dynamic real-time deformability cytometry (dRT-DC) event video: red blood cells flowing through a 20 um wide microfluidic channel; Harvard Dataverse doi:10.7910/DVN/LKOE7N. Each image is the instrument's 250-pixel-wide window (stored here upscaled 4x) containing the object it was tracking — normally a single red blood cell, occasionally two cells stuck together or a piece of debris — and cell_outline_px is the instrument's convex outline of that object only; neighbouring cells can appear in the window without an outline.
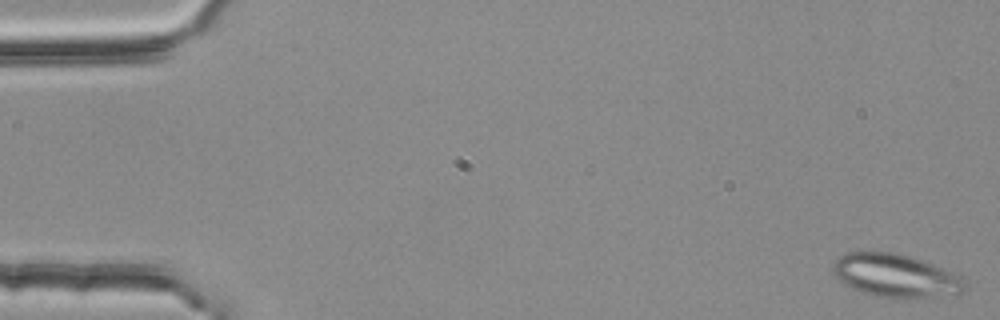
{"species": "common noctule bat (a hibernating species)", "species_latin": "Nyctalus noctula", "temperature_condition": "room temperature", "stored_images_in_passage": 52, "camera_frame_rate_fps": 3000, "um_per_image_px": 0.085, "animal": {"sex": "female", "body_mass_g": 25.1}, "frame": {"image": 1, "passage_image": 1, "time_ms": 0.0, "image_size_px": [1000, 320], "cell_outline_px": [[968, 288], [960, 292], [932, 296], [876, 296], [860, 292], [844, 284], [832, 276], [832, 264], [844, 252], [892, 252], [908, 256], [932, 264], [952, 272], [960, 276], [964, 280]], "centroid_in_image_um": [76.03, 23.4], "position_along_channel_um": 9.0, "area_um2": 32.54}}
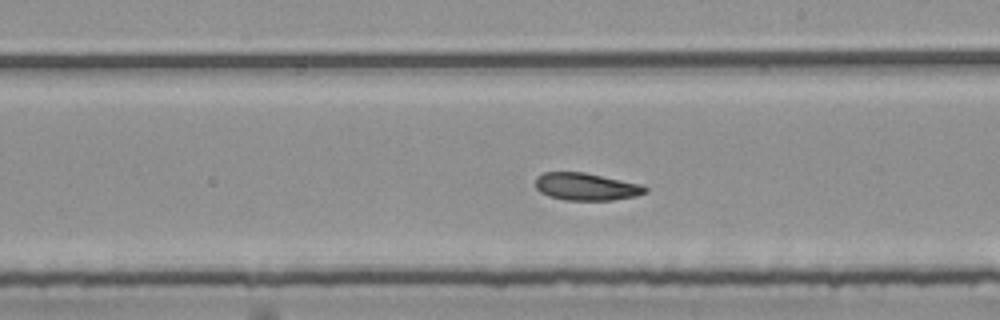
{"frame": {"image": 2, "passage_image": 31, "time_ms": 10.0, "image_size_px": [1000, 320], "cell_outline_px": [[648, 192], [636, 196], [612, 200], [564, 200], [548, 196], [540, 192], [536, 188], [536, 176], [544, 172], [584, 172], [640, 184], [648, 188]], "centroid_in_image_um": [49.81, 15.87], "position_along_channel_um": 239.2, "area_um2": 17.57}}
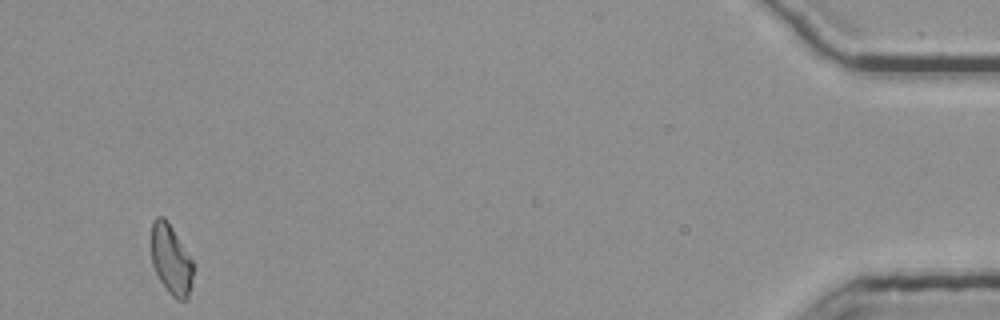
{"frame": {"image": 3, "passage_image": 52, "time_ms": 17.0, "image_size_px": [1000, 320], "cell_outline_px": [[192, 288], [188, 300], [176, 300], [168, 292], [160, 280], [152, 264], [152, 224], [156, 216], [164, 216], [172, 228], [192, 260]], "centroid_in_image_um": [14.55, 22.11], "position_along_channel_um": 420.7, "area_um2": 16.94}, "authors_computed_cell_mechanics": {"area_um2": 18.0625, "velocity_mm_per_s": 3.7802, "shape_relaxation_time_tau1_ms": null, "shape_relaxation_time_tau2_ms": 8.857, "deformation_change_tau1": null, "deformation_change_tau2": 0.1657}}